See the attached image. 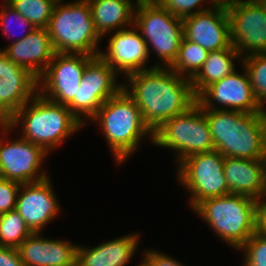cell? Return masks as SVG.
Masks as SVG:
<instances>
[{
    "mask_svg": "<svg viewBox=\"0 0 266 266\" xmlns=\"http://www.w3.org/2000/svg\"><path fill=\"white\" fill-rule=\"evenodd\" d=\"M124 80L122 88L135 101L144 123L152 132L197 102L191 80L169 67L142 70Z\"/></svg>",
    "mask_w": 266,
    "mask_h": 266,
    "instance_id": "1",
    "label": "cell"
},
{
    "mask_svg": "<svg viewBox=\"0 0 266 266\" xmlns=\"http://www.w3.org/2000/svg\"><path fill=\"white\" fill-rule=\"evenodd\" d=\"M97 125L104 136L113 163L117 167L138 153L144 140L153 145V132L144 123L139 107L122 88L112 98L106 100L98 112L87 122Z\"/></svg>",
    "mask_w": 266,
    "mask_h": 266,
    "instance_id": "2",
    "label": "cell"
},
{
    "mask_svg": "<svg viewBox=\"0 0 266 266\" xmlns=\"http://www.w3.org/2000/svg\"><path fill=\"white\" fill-rule=\"evenodd\" d=\"M6 124L12 130H17L20 137L40 146L49 155L62 147L67 139L85 129L66 105L47 100L39 93L20 108Z\"/></svg>",
    "mask_w": 266,
    "mask_h": 266,
    "instance_id": "3",
    "label": "cell"
},
{
    "mask_svg": "<svg viewBox=\"0 0 266 266\" xmlns=\"http://www.w3.org/2000/svg\"><path fill=\"white\" fill-rule=\"evenodd\" d=\"M215 150L224 157L266 159V112L203 109Z\"/></svg>",
    "mask_w": 266,
    "mask_h": 266,
    "instance_id": "4",
    "label": "cell"
},
{
    "mask_svg": "<svg viewBox=\"0 0 266 266\" xmlns=\"http://www.w3.org/2000/svg\"><path fill=\"white\" fill-rule=\"evenodd\" d=\"M258 201L229 194L201 201L192 211L208 228L236 252L256 233Z\"/></svg>",
    "mask_w": 266,
    "mask_h": 266,
    "instance_id": "5",
    "label": "cell"
},
{
    "mask_svg": "<svg viewBox=\"0 0 266 266\" xmlns=\"http://www.w3.org/2000/svg\"><path fill=\"white\" fill-rule=\"evenodd\" d=\"M47 29L55 52L99 55L103 39L94 27L87 0H58Z\"/></svg>",
    "mask_w": 266,
    "mask_h": 266,
    "instance_id": "6",
    "label": "cell"
},
{
    "mask_svg": "<svg viewBox=\"0 0 266 266\" xmlns=\"http://www.w3.org/2000/svg\"><path fill=\"white\" fill-rule=\"evenodd\" d=\"M133 25L147 44L149 58L153 54L158 58L153 66L170 67L184 36L182 19L170 14L157 0H139Z\"/></svg>",
    "mask_w": 266,
    "mask_h": 266,
    "instance_id": "7",
    "label": "cell"
},
{
    "mask_svg": "<svg viewBox=\"0 0 266 266\" xmlns=\"http://www.w3.org/2000/svg\"><path fill=\"white\" fill-rule=\"evenodd\" d=\"M153 146L174 154L175 167L186 157L215 150L203 108L196 102L153 132Z\"/></svg>",
    "mask_w": 266,
    "mask_h": 266,
    "instance_id": "8",
    "label": "cell"
},
{
    "mask_svg": "<svg viewBox=\"0 0 266 266\" xmlns=\"http://www.w3.org/2000/svg\"><path fill=\"white\" fill-rule=\"evenodd\" d=\"M224 158L213 150L188 156L175 167L176 184L188 193L190 211L205 199L230 194L224 175Z\"/></svg>",
    "mask_w": 266,
    "mask_h": 266,
    "instance_id": "9",
    "label": "cell"
},
{
    "mask_svg": "<svg viewBox=\"0 0 266 266\" xmlns=\"http://www.w3.org/2000/svg\"><path fill=\"white\" fill-rule=\"evenodd\" d=\"M6 123H0V178L20 184L39 182L51 174L44 165L49 154L40 146L19 136H12ZM44 164V165H43Z\"/></svg>",
    "mask_w": 266,
    "mask_h": 266,
    "instance_id": "10",
    "label": "cell"
},
{
    "mask_svg": "<svg viewBox=\"0 0 266 266\" xmlns=\"http://www.w3.org/2000/svg\"><path fill=\"white\" fill-rule=\"evenodd\" d=\"M94 56L84 53H55L38 78V93L47 100L67 105L77 94L87 63Z\"/></svg>",
    "mask_w": 266,
    "mask_h": 266,
    "instance_id": "11",
    "label": "cell"
},
{
    "mask_svg": "<svg viewBox=\"0 0 266 266\" xmlns=\"http://www.w3.org/2000/svg\"><path fill=\"white\" fill-rule=\"evenodd\" d=\"M197 103L203 109L266 112L257 101L248 73L242 64L231 75L208 86L197 97Z\"/></svg>",
    "mask_w": 266,
    "mask_h": 266,
    "instance_id": "12",
    "label": "cell"
},
{
    "mask_svg": "<svg viewBox=\"0 0 266 266\" xmlns=\"http://www.w3.org/2000/svg\"><path fill=\"white\" fill-rule=\"evenodd\" d=\"M231 44L241 57L266 53V10L259 1L227 9Z\"/></svg>",
    "mask_w": 266,
    "mask_h": 266,
    "instance_id": "13",
    "label": "cell"
},
{
    "mask_svg": "<svg viewBox=\"0 0 266 266\" xmlns=\"http://www.w3.org/2000/svg\"><path fill=\"white\" fill-rule=\"evenodd\" d=\"M52 180L50 175L39 182L21 184L19 189L15 210L32 233L45 231L63 213Z\"/></svg>",
    "mask_w": 266,
    "mask_h": 266,
    "instance_id": "14",
    "label": "cell"
},
{
    "mask_svg": "<svg viewBox=\"0 0 266 266\" xmlns=\"http://www.w3.org/2000/svg\"><path fill=\"white\" fill-rule=\"evenodd\" d=\"M102 39L108 40V44L104 50L100 49L99 56L122 79L133 73L154 67L152 64L150 67L148 65L151 60L147 44L134 25L109 33Z\"/></svg>",
    "mask_w": 266,
    "mask_h": 266,
    "instance_id": "15",
    "label": "cell"
},
{
    "mask_svg": "<svg viewBox=\"0 0 266 266\" xmlns=\"http://www.w3.org/2000/svg\"><path fill=\"white\" fill-rule=\"evenodd\" d=\"M38 93V78L0 50V123H6Z\"/></svg>",
    "mask_w": 266,
    "mask_h": 266,
    "instance_id": "16",
    "label": "cell"
},
{
    "mask_svg": "<svg viewBox=\"0 0 266 266\" xmlns=\"http://www.w3.org/2000/svg\"><path fill=\"white\" fill-rule=\"evenodd\" d=\"M45 235L31 233L17 248L24 266H76L78 243Z\"/></svg>",
    "mask_w": 266,
    "mask_h": 266,
    "instance_id": "17",
    "label": "cell"
},
{
    "mask_svg": "<svg viewBox=\"0 0 266 266\" xmlns=\"http://www.w3.org/2000/svg\"><path fill=\"white\" fill-rule=\"evenodd\" d=\"M184 37L209 52L231 44L227 9L214 7L182 19Z\"/></svg>",
    "mask_w": 266,
    "mask_h": 266,
    "instance_id": "18",
    "label": "cell"
},
{
    "mask_svg": "<svg viewBox=\"0 0 266 266\" xmlns=\"http://www.w3.org/2000/svg\"><path fill=\"white\" fill-rule=\"evenodd\" d=\"M142 235L135 230L95 246L80 243L77 245L76 266H127L140 252Z\"/></svg>",
    "mask_w": 266,
    "mask_h": 266,
    "instance_id": "19",
    "label": "cell"
},
{
    "mask_svg": "<svg viewBox=\"0 0 266 266\" xmlns=\"http://www.w3.org/2000/svg\"><path fill=\"white\" fill-rule=\"evenodd\" d=\"M2 50L17 65L39 78L53 60L55 50L47 28H36L23 39L4 45Z\"/></svg>",
    "mask_w": 266,
    "mask_h": 266,
    "instance_id": "20",
    "label": "cell"
},
{
    "mask_svg": "<svg viewBox=\"0 0 266 266\" xmlns=\"http://www.w3.org/2000/svg\"><path fill=\"white\" fill-rule=\"evenodd\" d=\"M224 175L230 194L266 197V159L224 158Z\"/></svg>",
    "mask_w": 266,
    "mask_h": 266,
    "instance_id": "21",
    "label": "cell"
},
{
    "mask_svg": "<svg viewBox=\"0 0 266 266\" xmlns=\"http://www.w3.org/2000/svg\"><path fill=\"white\" fill-rule=\"evenodd\" d=\"M94 27L101 38L114 31L133 26L139 0H87Z\"/></svg>",
    "mask_w": 266,
    "mask_h": 266,
    "instance_id": "22",
    "label": "cell"
},
{
    "mask_svg": "<svg viewBox=\"0 0 266 266\" xmlns=\"http://www.w3.org/2000/svg\"><path fill=\"white\" fill-rule=\"evenodd\" d=\"M240 66L242 57L231 45L229 48L209 52L201 69L191 79L192 90L196 98L210 85L237 70L235 64Z\"/></svg>",
    "mask_w": 266,
    "mask_h": 266,
    "instance_id": "23",
    "label": "cell"
},
{
    "mask_svg": "<svg viewBox=\"0 0 266 266\" xmlns=\"http://www.w3.org/2000/svg\"><path fill=\"white\" fill-rule=\"evenodd\" d=\"M118 78L121 77L99 55L87 63L82 76L84 88L97 89V95H116L123 87V80Z\"/></svg>",
    "mask_w": 266,
    "mask_h": 266,
    "instance_id": "24",
    "label": "cell"
},
{
    "mask_svg": "<svg viewBox=\"0 0 266 266\" xmlns=\"http://www.w3.org/2000/svg\"><path fill=\"white\" fill-rule=\"evenodd\" d=\"M208 55V50L183 36L177 57L169 68L191 80L201 69Z\"/></svg>",
    "mask_w": 266,
    "mask_h": 266,
    "instance_id": "25",
    "label": "cell"
},
{
    "mask_svg": "<svg viewBox=\"0 0 266 266\" xmlns=\"http://www.w3.org/2000/svg\"><path fill=\"white\" fill-rule=\"evenodd\" d=\"M114 95H97V89L84 88L83 79L76 96L66 105L85 126L103 103Z\"/></svg>",
    "mask_w": 266,
    "mask_h": 266,
    "instance_id": "26",
    "label": "cell"
},
{
    "mask_svg": "<svg viewBox=\"0 0 266 266\" xmlns=\"http://www.w3.org/2000/svg\"><path fill=\"white\" fill-rule=\"evenodd\" d=\"M58 0H12L9 4L36 28H48Z\"/></svg>",
    "mask_w": 266,
    "mask_h": 266,
    "instance_id": "27",
    "label": "cell"
},
{
    "mask_svg": "<svg viewBox=\"0 0 266 266\" xmlns=\"http://www.w3.org/2000/svg\"><path fill=\"white\" fill-rule=\"evenodd\" d=\"M32 232L16 210L0 214V246L18 248Z\"/></svg>",
    "mask_w": 266,
    "mask_h": 266,
    "instance_id": "28",
    "label": "cell"
},
{
    "mask_svg": "<svg viewBox=\"0 0 266 266\" xmlns=\"http://www.w3.org/2000/svg\"><path fill=\"white\" fill-rule=\"evenodd\" d=\"M35 29L36 27H34L26 18H24L9 4H0V30L2 36H4L7 41H10L9 44L23 39Z\"/></svg>",
    "mask_w": 266,
    "mask_h": 266,
    "instance_id": "29",
    "label": "cell"
},
{
    "mask_svg": "<svg viewBox=\"0 0 266 266\" xmlns=\"http://www.w3.org/2000/svg\"><path fill=\"white\" fill-rule=\"evenodd\" d=\"M241 64L248 73L257 101L266 110V53L243 57Z\"/></svg>",
    "mask_w": 266,
    "mask_h": 266,
    "instance_id": "30",
    "label": "cell"
},
{
    "mask_svg": "<svg viewBox=\"0 0 266 266\" xmlns=\"http://www.w3.org/2000/svg\"><path fill=\"white\" fill-rule=\"evenodd\" d=\"M170 14L184 19L216 7L215 0H157Z\"/></svg>",
    "mask_w": 266,
    "mask_h": 266,
    "instance_id": "31",
    "label": "cell"
},
{
    "mask_svg": "<svg viewBox=\"0 0 266 266\" xmlns=\"http://www.w3.org/2000/svg\"><path fill=\"white\" fill-rule=\"evenodd\" d=\"M237 252L243 255L241 266H266V238L257 232Z\"/></svg>",
    "mask_w": 266,
    "mask_h": 266,
    "instance_id": "32",
    "label": "cell"
},
{
    "mask_svg": "<svg viewBox=\"0 0 266 266\" xmlns=\"http://www.w3.org/2000/svg\"><path fill=\"white\" fill-rule=\"evenodd\" d=\"M20 187L18 182L0 178V214L16 209Z\"/></svg>",
    "mask_w": 266,
    "mask_h": 266,
    "instance_id": "33",
    "label": "cell"
},
{
    "mask_svg": "<svg viewBox=\"0 0 266 266\" xmlns=\"http://www.w3.org/2000/svg\"><path fill=\"white\" fill-rule=\"evenodd\" d=\"M140 253V256H142L151 266H187V264H184V262L182 263V261L178 260L176 257H173L166 252L159 251L157 248H144Z\"/></svg>",
    "mask_w": 266,
    "mask_h": 266,
    "instance_id": "34",
    "label": "cell"
},
{
    "mask_svg": "<svg viewBox=\"0 0 266 266\" xmlns=\"http://www.w3.org/2000/svg\"><path fill=\"white\" fill-rule=\"evenodd\" d=\"M0 266H24L16 248L0 246Z\"/></svg>",
    "mask_w": 266,
    "mask_h": 266,
    "instance_id": "35",
    "label": "cell"
},
{
    "mask_svg": "<svg viewBox=\"0 0 266 266\" xmlns=\"http://www.w3.org/2000/svg\"><path fill=\"white\" fill-rule=\"evenodd\" d=\"M256 232L266 238V197L257 203Z\"/></svg>",
    "mask_w": 266,
    "mask_h": 266,
    "instance_id": "36",
    "label": "cell"
},
{
    "mask_svg": "<svg viewBox=\"0 0 266 266\" xmlns=\"http://www.w3.org/2000/svg\"><path fill=\"white\" fill-rule=\"evenodd\" d=\"M258 0H215L216 7L228 9L232 6Z\"/></svg>",
    "mask_w": 266,
    "mask_h": 266,
    "instance_id": "37",
    "label": "cell"
},
{
    "mask_svg": "<svg viewBox=\"0 0 266 266\" xmlns=\"http://www.w3.org/2000/svg\"><path fill=\"white\" fill-rule=\"evenodd\" d=\"M141 260H139V261H141V262H139L137 265H135V266H151L142 256H141V258H140Z\"/></svg>",
    "mask_w": 266,
    "mask_h": 266,
    "instance_id": "38",
    "label": "cell"
},
{
    "mask_svg": "<svg viewBox=\"0 0 266 266\" xmlns=\"http://www.w3.org/2000/svg\"><path fill=\"white\" fill-rule=\"evenodd\" d=\"M11 1L12 0H2V2H1V0H0V3H1V5H7V4H10Z\"/></svg>",
    "mask_w": 266,
    "mask_h": 266,
    "instance_id": "39",
    "label": "cell"
},
{
    "mask_svg": "<svg viewBox=\"0 0 266 266\" xmlns=\"http://www.w3.org/2000/svg\"><path fill=\"white\" fill-rule=\"evenodd\" d=\"M266 10V0H258Z\"/></svg>",
    "mask_w": 266,
    "mask_h": 266,
    "instance_id": "40",
    "label": "cell"
}]
</instances>
